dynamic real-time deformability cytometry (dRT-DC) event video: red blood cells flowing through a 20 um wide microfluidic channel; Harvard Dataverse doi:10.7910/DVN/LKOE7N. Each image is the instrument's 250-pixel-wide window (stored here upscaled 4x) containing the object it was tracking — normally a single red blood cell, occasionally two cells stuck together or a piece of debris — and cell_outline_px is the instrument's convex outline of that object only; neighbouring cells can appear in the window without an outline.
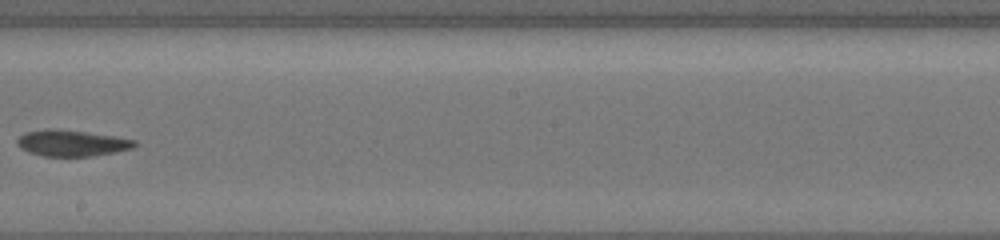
{"species": "common noctule bat (a hibernating species)", "species_latin": "Nyctalus noctula", "temperature_condition": "cold", "stored_images_in_passage": 11, "camera_frame_rate_fps": 3000, "um_per_image_px": 0.085, "animal": {"sex": "female", "body_mass_g": 19.5, "forearm_length_mm": 54.1}, "frame": {"image": 1, "passage_image": 5, "time_ms": 5.0, "image_size_px": [1000, 240], "cell_outline_px": [[136, 144], [132, 148], [116, 152], [92, 156], [44, 156], [20, 148], [12, 144], [12, 140], [24, 132], [48, 128], [52, 128], [116, 136], [136, 140]], "centroid_in_image_um": [6.01, 12.15], "position_along_channel_um": 242.2, "area_um2": 18.15}}
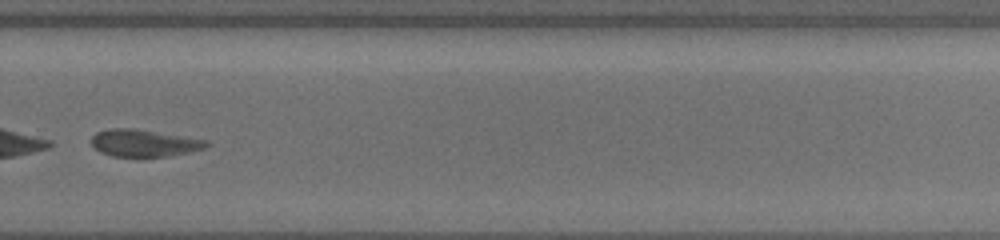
{"frame": {"image": 2, "passage_image": 7, "time_ms": 7.0, "image_size_px": [1000, 240], "cell_outline_px": [[212, 144], [208, 148], [188, 152], [164, 156], [112, 156], [100, 152], [92, 144], [92, 136], [96, 132], [108, 128], [136, 128], [208, 140]], "centroid_in_image_um": [12.28, 12.14], "position_along_channel_um": 317.5, "area_um2": 18.26}}
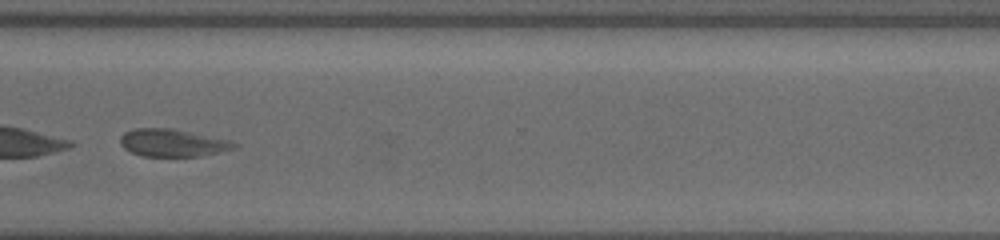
{"frame": {"image": 3, "passage_image": 8, "time_ms": 8.0, "image_size_px": [1000, 240], "cell_outline_px": [[240, 144], [236, 148], [200, 156], [140, 156], [124, 148], [120, 144], [120, 136], [124, 132], [132, 128], [172, 128], [236, 140]], "centroid_in_image_um": [14.73, 12.12], "position_along_channel_um": 355.9, "area_um2": 18.73}}